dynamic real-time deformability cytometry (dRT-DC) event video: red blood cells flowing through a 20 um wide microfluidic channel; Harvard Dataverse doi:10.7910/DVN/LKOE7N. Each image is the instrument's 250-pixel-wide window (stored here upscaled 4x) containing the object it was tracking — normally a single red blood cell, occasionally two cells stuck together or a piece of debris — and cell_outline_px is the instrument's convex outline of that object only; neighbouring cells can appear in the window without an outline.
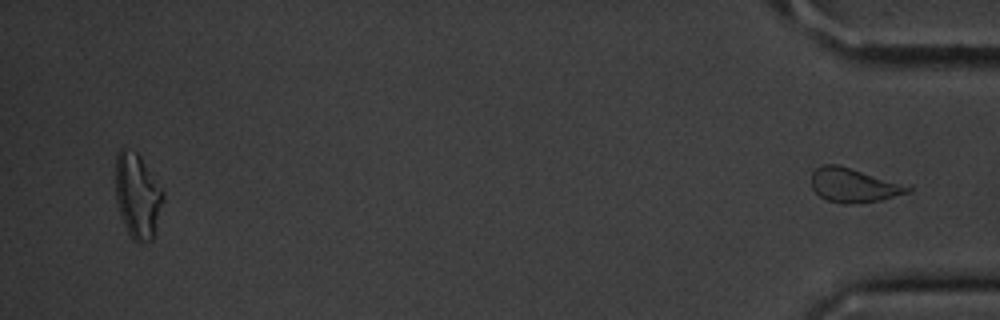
{"species": "common noctule bat (a hibernating species)", "species_latin": "Nyctalus noctula", "temperature_condition": "cold", "stored_images_in_passage": 50, "segment_of_instrument_passage": [2, 2], "camera_frame_rate_fps": 3000, "um_per_image_px": 0.085, "animal": {"sex": "male", "body_mass_g": 20.1, "forearm_length_mm": 53.5}, "frame": {"image": 1, "passage_image": 50, "time_ms": 16.333, "image_size_px": [1000, 320], "cell_outline_px": [[912, 188], [908, 192], [880, 200], [856, 204], [844, 204], [824, 200], [812, 188], [812, 172], [820, 164], [836, 164], [912, 184]], "centroid_in_image_um": [72.6, 15.74], "position_along_channel_um": 362.6, "area_um2": 19.65}}